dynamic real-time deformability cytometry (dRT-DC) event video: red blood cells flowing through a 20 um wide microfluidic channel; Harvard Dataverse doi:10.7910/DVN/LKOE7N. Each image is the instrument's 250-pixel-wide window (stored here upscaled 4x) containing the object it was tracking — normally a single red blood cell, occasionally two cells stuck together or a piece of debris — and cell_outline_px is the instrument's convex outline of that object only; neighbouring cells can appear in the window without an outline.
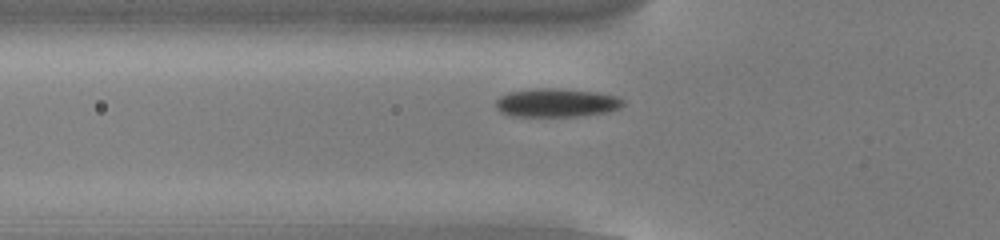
{"species": "common noctule bat (a hibernating species)", "species_latin": "Nyctalus noctula", "temperature_condition": "cold", "stored_images_in_passage": 46, "camera_frame_rate_fps": 3000, "um_per_image_px": 0.085, "animal": {"sex": "male", "body_mass_g": 13.0, "forearm_length_mm": 53.1}, "frame": {"image": 1, "passage_image": 11, "time_ms": 3.333, "image_size_px": [1000, 240], "cell_outline_px": [[624, 104], [620, 108], [608, 112], [580, 116], [512, 116], [500, 112], [496, 108], [496, 100], [500, 96], [508, 92], [536, 88], [560, 88], [596, 92], [616, 96], [624, 100]], "centroid_in_image_um": [47.3, 8.73], "position_along_channel_um": 78.5, "area_um2": 21.33}}
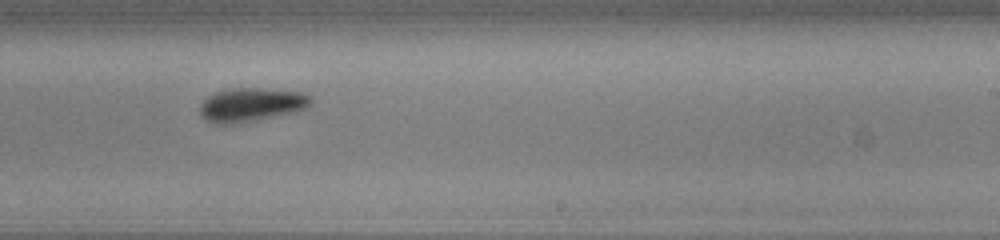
{"frame": {"image": 2, "passage_image": 26, "time_ms": 8.333, "image_size_px": [1000, 240], "cell_outline_px": [[312, 100], [304, 108], [296, 112], [260, 120], [232, 124], [212, 124], [204, 120], [200, 116], [200, 104], [208, 96], [216, 92], [232, 88], [264, 88], [300, 92], [312, 96]], "centroid_in_image_um": [21.32, 8.92], "position_along_channel_um": 267.7, "area_um2": 22.08}}
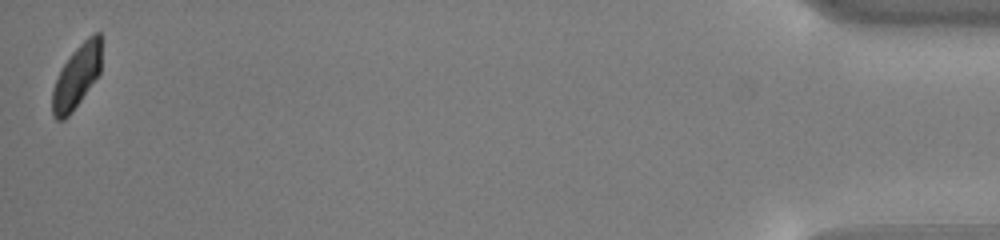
{"frame": {"image": 3, "passage_image": 46, "time_ms": 15.0, "image_size_px": [1000, 240], "cell_outline_px": [[100, 72], [72, 112], [64, 120], [56, 120], [52, 116], [52, 88], [64, 64], [72, 52], [88, 36], [96, 32], [100, 32]], "centroid_in_image_um": [6.49, 6.54], "position_along_channel_um": 428.7, "area_um2": 17.74}, "authors_computed_cell_mechanics": {"area_um2": 20.2878, "velocity_mm_per_s": 3.787, "shape_relaxation_time_tau1_ms": 2.9002, "shape_relaxation_time_tau2_ms": null, "deformation_change_tau1": 0.1055, "deformation_change_tau2": null}}